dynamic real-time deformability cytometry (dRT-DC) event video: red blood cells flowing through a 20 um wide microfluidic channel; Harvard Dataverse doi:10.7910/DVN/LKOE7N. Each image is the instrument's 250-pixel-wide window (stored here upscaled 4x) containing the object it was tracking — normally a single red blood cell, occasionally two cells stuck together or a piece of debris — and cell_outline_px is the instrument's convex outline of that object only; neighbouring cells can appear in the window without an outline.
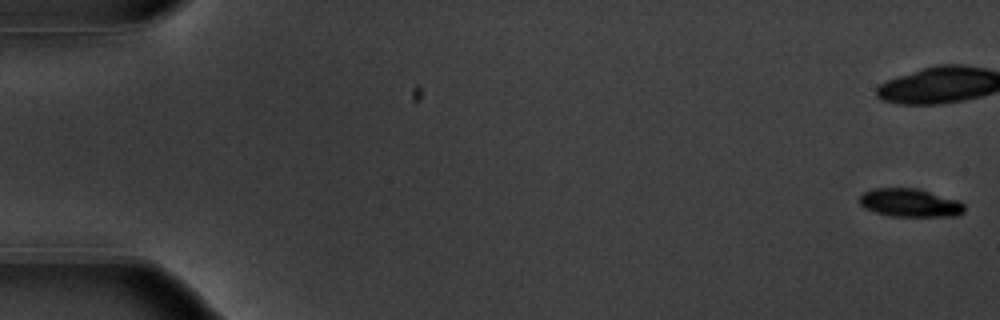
{"species": "common noctule bat (a hibernating species)", "species_latin": "Nyctalus noctula", "temperature_condition": "warm", "stored_images_in_passage": 9, "camera_frame_rate_fps": 3000, "um_per_image_px": 0.085, "animal": {"sex": "male", "body_mass_g": 20.1, "forearm_length_mm": 53.5}, "frame": {"image": 1, "passage_image": 1, "time_ms": 0.0, "image_size_px": [1000, 320], "cell_outline_px": [[964, 212], [960, 216], [888, 216], [864, 208], [860, 204], [860, 196], [864, 192], [876, 188], [916, 188], [960, 200], [964, 204]], "centroid_in_image_um": [77.38, 17.24], "position_along_channel_um": 7.6, "area_um2": 17.34}}